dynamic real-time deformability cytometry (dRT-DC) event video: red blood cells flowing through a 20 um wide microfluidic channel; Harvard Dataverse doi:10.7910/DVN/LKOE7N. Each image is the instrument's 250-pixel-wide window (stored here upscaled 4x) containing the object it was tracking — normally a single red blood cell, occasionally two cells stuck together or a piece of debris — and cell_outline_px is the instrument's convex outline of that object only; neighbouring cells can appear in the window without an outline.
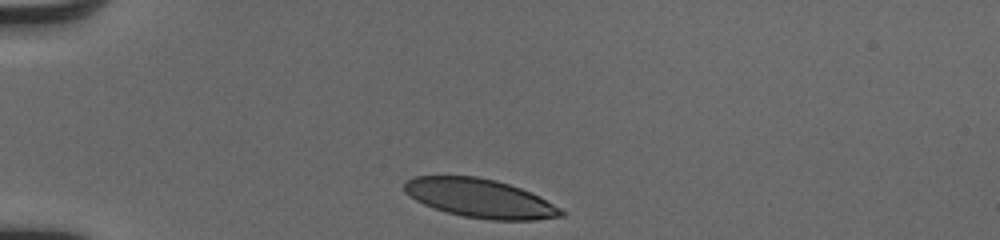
{"species": "human", "species_latin": "Homo sapiens", "temperature_condition": "cold", "stored_images_in_passage": 31, "camera_frame_rate_fps": 3000, "um_per_image_px": 0.085, "donor": {"sex": "male"}, "frame": {"image": 1, "passage_image": 1, "time_ms": 0.0, "image_size_px": [1000, 240], "cell_outline_px": [[568, 212], [564, 216], [536, 220], [488, 220], [464, 216], [432, 208], [416, 200], [404, 192], [404, 180], [412, 176], [476, 176], [496, 180], [532, 192], [540, 196]], "centroid_in_image_um": [40.82, 16.85], "position_along_channel_um": 44.2, "area_um2": 35.72}}
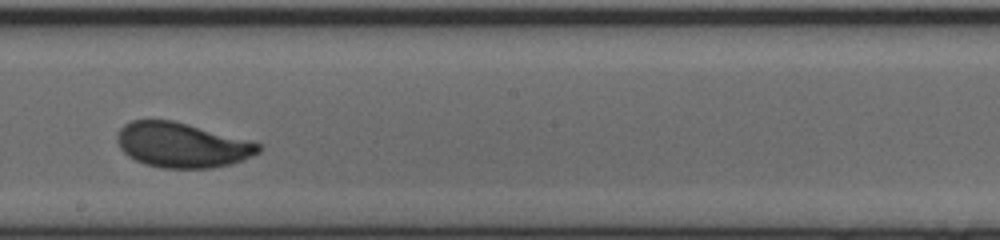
{"frame": {"image": 2, "passage_image": 18, "time_ms": 5.667, "image_size_px": [1000, 240], "cell_outline_px": [[264, 148], [260, 152], [244, 160], [232, 164], [212, 168], [160, 168], [144, 164], [128, 156], [120, 148], [116, 140], [116, 132], [124, 124], [132, 120], [172, 120], [188, 124], [248, 140], [260, 144]], "centroid_in_image_um": [15.46, 12.34], "position_along_channel_um": 232.7, "area_um2": 37.17}}
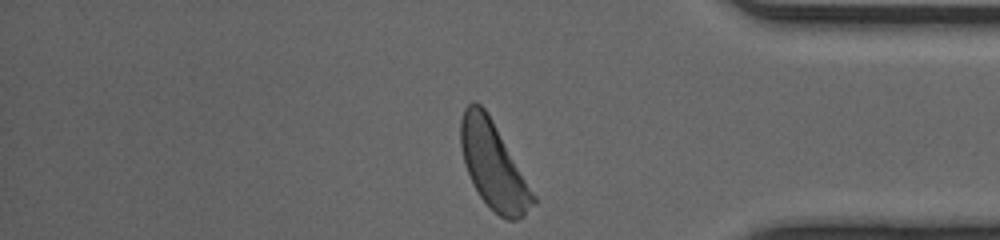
{"frame": {"image": 3, "passage_image": 31, "time_ms": 10.0, "image_size_px": [1000, 240], "cell_outline_px": [[536, 204], [524, 216], [516, 220], [508, 220], [500, 216], [480, 196], [464, 164], [460, 144], [460, 120], [464, 108], [472, 100], [476, 100], [488, 112], [536, 196]], "centroid_in_image_um": [41.94, 14.03], "position_along_channel_um": 393.3, "area_um2": 36.36}, "authors_computed_cell_mechanics": {"area_um2": 36.8764, "velocity_mm_per_s": 4.0509, "shape_relaxation_time_tau1_ms": 2.7408, "shape_relaxation_time_tau2_ms": null, "deformation_change_tau1": 0.1503, "deformation_change_tau2": null}}